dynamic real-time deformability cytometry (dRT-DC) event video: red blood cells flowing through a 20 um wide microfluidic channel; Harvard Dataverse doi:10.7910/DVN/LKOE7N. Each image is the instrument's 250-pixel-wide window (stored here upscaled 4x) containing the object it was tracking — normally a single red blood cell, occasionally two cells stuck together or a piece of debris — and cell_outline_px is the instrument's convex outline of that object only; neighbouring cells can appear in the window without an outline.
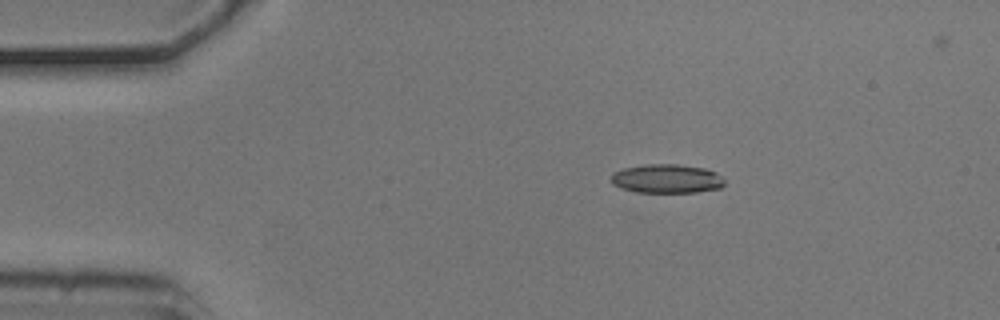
{"species": "common noctule bat (a hibernating species)", "species_latin": "Nyctalus noctula", "temperature_condition": "cold", "stored_images_in_passage": 4, "camera_frame_rate_fps": 3000, "um_per_image_px": 0.085, "animal": {"sex": "male", "body_mass_g": 20.5, "forearm_length_mm": 52.5}, "frame": {"image": 1, "passage_image": 1, "time_ms": 0.0, "image_size_px": [1000, 320], "cell_outline_px": [[724, 184], [720, 188], [696, 192], [636, 192], [620, 188], [612, 184], [612, 172], [624, 168], [644, 164], [676, 164], [704, 168], [716, 172], [724, 180]], "centroid_in_image_um": [56.65, 15.19], "position_along_channel_um": 28.3, "area_um2": 19.13}}
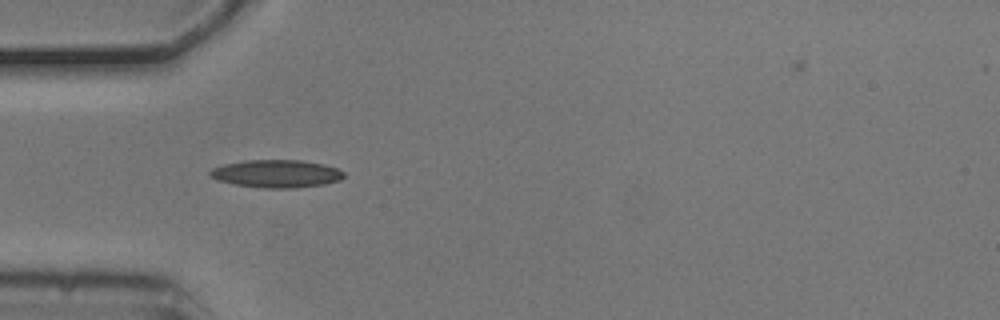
{"frame": {"image": 2, "passage_image": 3, "time_ms": 0.667, "image_size_px": [1000, 320], "cell_outline_px": [[344, 176], [340, 180], [324, 184], [288, 188], [264, 188], [236, 184], [220, 180], [208, 176], [208, 172], [212, 168], [224, 164], [244, 160], [300, 160], [324, 164], [336, 168], [344, 172]], "centroid_in_image_um": [23.49, 14.75], "position_along_channel_um": 61.5, "area_um2": 21.5}}
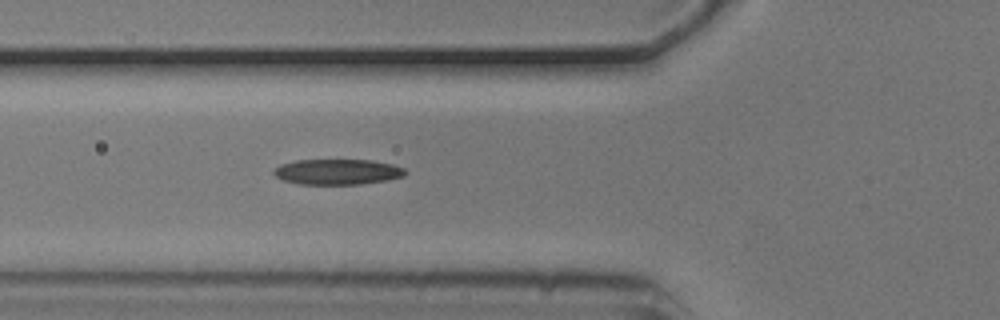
{"frame": {"image": 3, "passage_image": 4, "time_ms": 1.0, "image_size_px": [1000, 320], "cell_outline_px": [[408, 172], [404, 176], [388, 180], [360, 184], [300, 184], [284, 180], [276, 176], [272, 172], [280, 164], [296, 160], [372, 160], [392, 164], [404, 168]], "centroid_in_image_um": [28.71, 14.6], "position_along_channel_um": 97.1, "area_um2": 19.54}}